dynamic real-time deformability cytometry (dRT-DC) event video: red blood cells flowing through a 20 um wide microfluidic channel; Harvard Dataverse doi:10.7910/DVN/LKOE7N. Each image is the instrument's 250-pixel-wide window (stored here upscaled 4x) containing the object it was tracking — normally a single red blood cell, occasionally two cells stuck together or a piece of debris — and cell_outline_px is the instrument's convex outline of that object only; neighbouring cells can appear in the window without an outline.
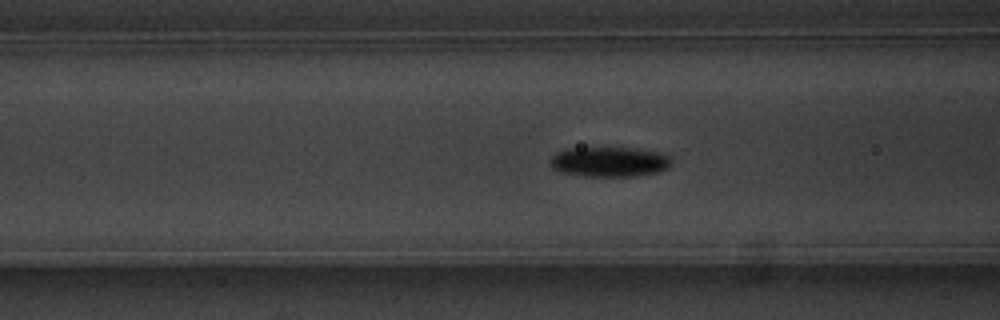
{"species": "common noctule bat (a hibernating species)", "species_latin": "Nyctalus noctula", "temperature_condition": "warm", "stored_images_in_passage": 56, "camera_frame_rate_fps": 3000, "um_per_image_px": 0.085, "animal": {"sex": "male", "body_mass_g": 20.1, "forearm_length_mm": 53.5}, "frame": {"image": 1, "passage_image": 22, "time_ms": 7.0, "image_size_px": [1000, 320], "cell_outline_px": [[672, 164], [668, 168], [656, 172], [636, 176], [584, 176], [560, 172], [552, 168], [552, 156], [556, 152], [564, 148], [632, 148], [664, 152], [672, 160]], "centroid_in_image_um": [51.83, 13.74], "position_along_channel_um": 114.8, "area_um2": 21.27}}
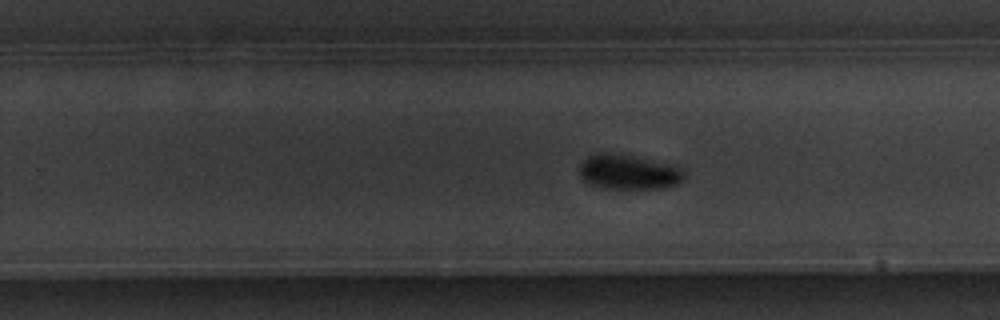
{"frame": {"image": 2, "passage_image": 35, "time_ms": 11.333, "image_size_px": [1000, 320], "cell_outline_px": [[684, 180], [676, 184], [664, 188], [608, 188], [592, 184], [584, 180], [580, 176], [580, 164], [588, 156], [596, 152], [612, 152], [636, 156], [672, 164], [680, 168], [684, 172]], "centroid_in_image_um": [53.44, 14.59], "position_along_channel_um": 276.4, "area_um2": 21.33}}
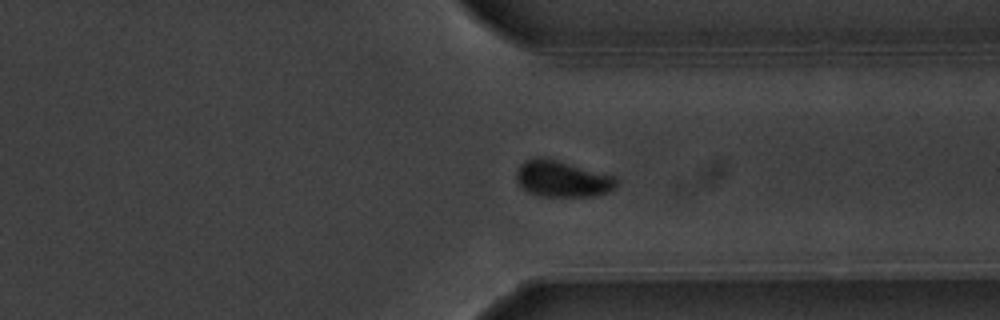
{"frame": {"image": 3, "passage_image": 42, "time_ms": 13.667, "image_size_px": [1000, 320], "cell_outline_px": [[616, 188], [608, 192], [592, 196], [544, 196], [528, 192], [516, 180], [516, 172], [520, 164], [524, 160], [536, 156], [556, 160], [616, 176]], "centroid_in_image_um": [47.78, 15.19], "position_along_channel_um": 363.6, "area_um2": 21.04}, "authors_computed_cell_mechanics": {"area_um2": 20.5479, "velocity_mm_per_s": 3.7347, "shape_relaxation_time_tau1_ms": 2.0745, "shape_relaxation_time_tau2_ms": null, "deformation_change_tau1": 0.1244, "deformation_change_tau2": null}}